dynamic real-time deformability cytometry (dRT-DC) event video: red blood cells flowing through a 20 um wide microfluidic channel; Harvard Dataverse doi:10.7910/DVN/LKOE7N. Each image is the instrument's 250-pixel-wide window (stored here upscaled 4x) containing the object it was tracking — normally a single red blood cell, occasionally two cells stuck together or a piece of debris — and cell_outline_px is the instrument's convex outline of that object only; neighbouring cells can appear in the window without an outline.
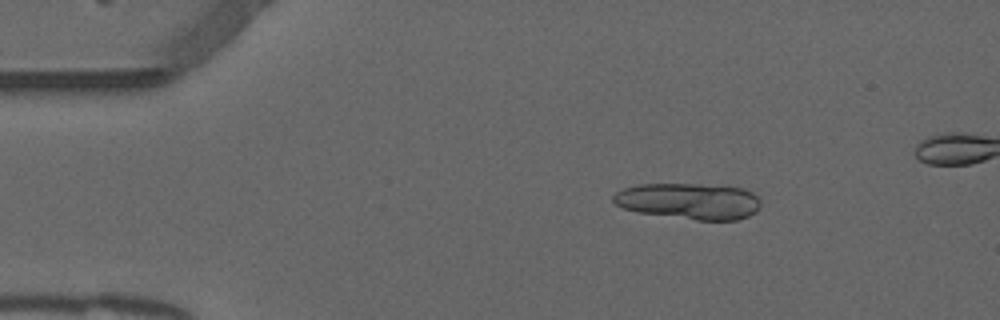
{"species": "common noctule bat (a hibernating species)", "species_latin": "Nyctalus noctula", "temperature_condition": "warm", "stored_images_in_passage": 26, "camera_frame_rate_fps": 3000, "um_per_image_px": 0.085, "animal": {"sex": "male", "forearm_length_mm": 52.5}, "frame": {"image": 1, "passage_image": 8, "time_ms": 2.333, "image_size_px": [1000, 320], "cell_outline_px": [[760, 208], [756, 212], [748, 216], [736, 220], [696, 220], [636, 212], [624, 208], [616, 204], [612, 200], [612, 196], [616, 192], [624, 188], [640, 184], [700, 184], [744, 188], [752, 192], [760, 200]], "centroid_in_image_um": [58.57, 17.1], "position_along_channel_um": 26.4, "area_um2": 31.21}}